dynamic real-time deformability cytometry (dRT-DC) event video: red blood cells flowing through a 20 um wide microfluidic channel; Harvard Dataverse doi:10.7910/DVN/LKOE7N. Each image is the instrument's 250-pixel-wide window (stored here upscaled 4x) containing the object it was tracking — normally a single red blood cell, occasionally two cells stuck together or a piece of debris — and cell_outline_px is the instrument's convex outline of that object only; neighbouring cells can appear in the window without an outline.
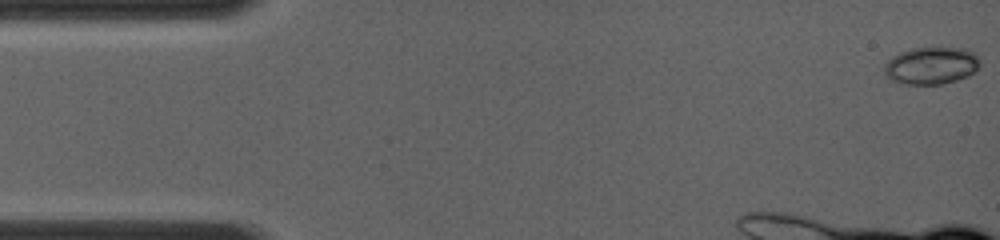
{"species": "common noctule bat (a hibernating species)", "species_latin": "Nyctalus noctula", "temperature_condition": "room temperature", "stored_images_in_passage": 19, "camera_frame_rate_fps": 4000, "um_per_image_px": 0.085, "animal": {"sex": "female", "body_mass_g": 19.0, "forearm_length_mm": 56.7}, "frame": {"image": 1, "passage_image": 1, "time_ms": 0.0, "image_size_px": [1000, 240], "cell_outline_px": [[980, 64], [968, 76], [944, 84], [904, 84], [888, 80], [884, 76], [884, 64], [892, 56], [900, 52], [912, 48], [964, 48], [980, 56]], "centroid_in_image_um": [79.12, 5.58], "position_along_channel_um": 5.9, "area_um2": 20.98}}